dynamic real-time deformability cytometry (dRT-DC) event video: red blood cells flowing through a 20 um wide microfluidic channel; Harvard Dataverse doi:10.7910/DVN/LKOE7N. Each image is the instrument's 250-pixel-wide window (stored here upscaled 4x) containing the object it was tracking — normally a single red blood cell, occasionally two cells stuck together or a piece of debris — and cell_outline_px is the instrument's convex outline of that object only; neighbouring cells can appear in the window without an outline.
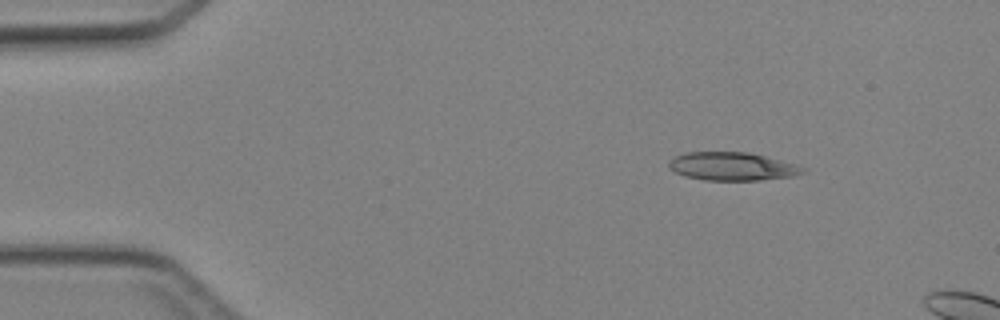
{"species": "Egyptian fruit bat (a non-hibernating species)", "species_latin": "Rousettus aegyptiacus", "temperature_condition": "cold", "stored_images_in_passage": 6, "camera_frame_rate_fps": 3000, "um_per_image_px": 0.085, "animal": {"sex": "female"}, "frame": {"image": 1, "passage_image": 1, "time_ms": 0.0, "image_size_px": [1000, 320], "cell_outline_px": [[804, 172], [796, 176], [760, 180], [704, 180], [684, 176], [668, 168], [668, 164], [676, 156], [684, 152], [748, 152], [780, 160], [804, 168]], "centroid_in_image_um": [62.21, 14.15], "position_along_channel_um": 22.8, "area_um2": 21.85}}